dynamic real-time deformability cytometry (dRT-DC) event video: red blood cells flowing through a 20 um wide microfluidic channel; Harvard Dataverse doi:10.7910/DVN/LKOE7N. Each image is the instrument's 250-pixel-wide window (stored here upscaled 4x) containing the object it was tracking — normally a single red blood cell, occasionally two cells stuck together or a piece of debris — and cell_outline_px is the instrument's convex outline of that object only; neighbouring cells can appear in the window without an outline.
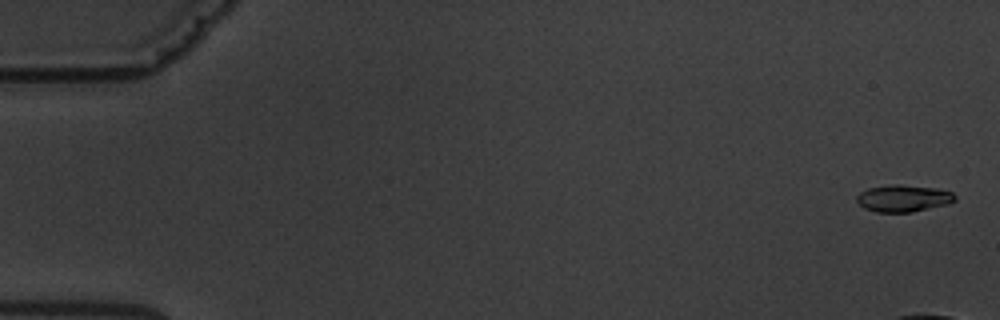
{"species": "common noctule bat (a hibernating species)", "species_latin": "Nyctalus noctula", "temperature_condition": "warm", "stored_images_in_passage": 5, "camera_frame_rate_fps": 3000, "um_per_image_px": 0.085, "animal": {"sex": "male", "body_mass_g": 19.5, "forearm_length_mm": 54.6}, "frame": {"image": 1, "passage_image": 1, "time_ms": 0.0, "image_size_px": [1000, 320], "cell_outline_px": [[956, 200], [948, 204], [912, 212], [876, 212], [864, 208], [856, 200], [856, 196], [860, 192], [868, 188], [896, 184], [936, 188], [952, 192], [956, 196]], "centroid_in_image_um": [76.79, 16.86], "position_along_channel_um": 8.2, "area_um2": 15.37}}